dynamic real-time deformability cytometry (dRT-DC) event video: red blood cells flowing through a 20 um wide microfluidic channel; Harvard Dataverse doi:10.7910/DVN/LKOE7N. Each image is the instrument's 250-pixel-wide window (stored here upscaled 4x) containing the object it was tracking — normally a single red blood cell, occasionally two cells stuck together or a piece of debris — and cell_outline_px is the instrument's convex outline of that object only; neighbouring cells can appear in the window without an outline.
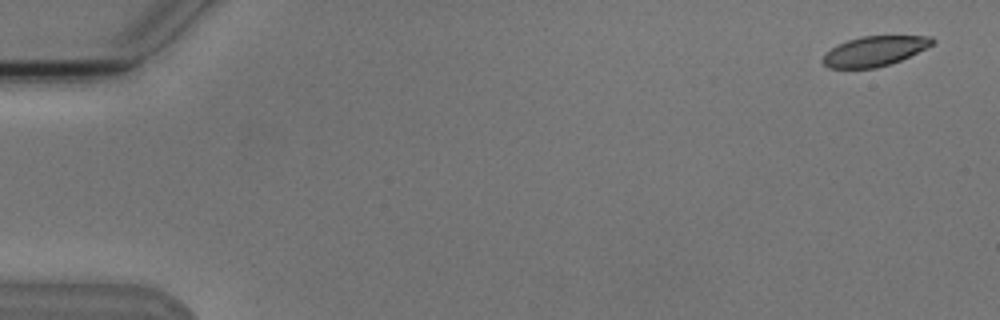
{"species": "Egyptian fruit bat (a non-hibernating species)", "species_latin": "Rousettus aegyptiacus", "temperature_condition": "cold", "stored_images_in_passage": 5, "camera_frame_rate_fps": 3000, "um_per_image_px": 0.085, "animal": {"sex": "male"}, "frame": {"image": 1, "passage_image": 1, "time_ms": 0.0, "image_size_px": [1000, 320], "cell_outline_px": [[936, 40], [932, 44], [900, 60], [876, 68], [828, 68], [820, 60], [832, 48], [848, 40], [864, 36], [932, 36]], "centroid_in_image_um": [74.32, 4.35], "position_along_channel_um": 10.7, "area_um2": 18.67}}